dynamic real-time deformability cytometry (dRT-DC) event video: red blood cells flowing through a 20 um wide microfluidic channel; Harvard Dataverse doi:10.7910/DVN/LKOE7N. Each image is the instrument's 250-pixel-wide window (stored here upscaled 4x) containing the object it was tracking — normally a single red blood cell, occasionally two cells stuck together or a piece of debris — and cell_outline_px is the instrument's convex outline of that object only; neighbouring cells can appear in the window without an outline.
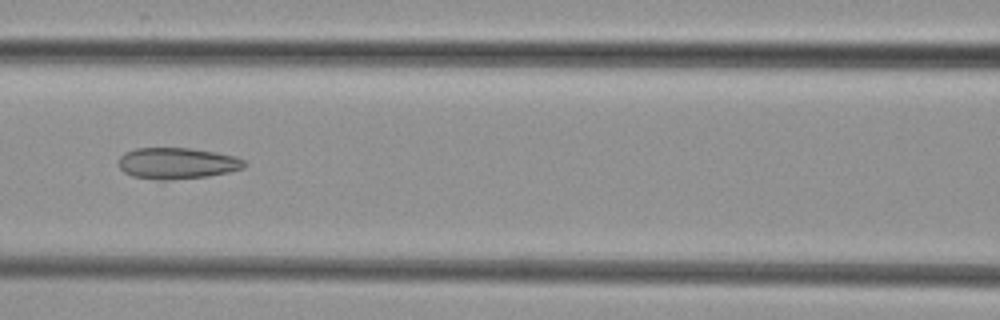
{"species": "common noctule bat (a hibernating species)", "species_latin": "Nyctalus noctula", "temperature_condition": "cold", "stored_images_in_passage": 6, "camera_frame_rate_fps": 3000, "um_per_image_px": 0.085, "animal": {"sex": "female", "body_mass_g": 29.2, "forearm_length_mm": 56.3}, "frame": {"image": 1, "passage_image": 6, "time_ms": 6.0, "image_size_px": [1000, 320], "cell_outline_px": [[248, 164], [244, 168], [228, 172], [208, 176], [168, 180], [156, 180], [132, 176], [124, 172], [120, 168], [120, 156], [124, 152], [136, 148], [188, 148], [216, 152], [236, 156], [244, 160]], "centroid_in_image_um": [15.07, 13.88], "position_along_channel_um": 151.5, "area_um2": 23.0}}